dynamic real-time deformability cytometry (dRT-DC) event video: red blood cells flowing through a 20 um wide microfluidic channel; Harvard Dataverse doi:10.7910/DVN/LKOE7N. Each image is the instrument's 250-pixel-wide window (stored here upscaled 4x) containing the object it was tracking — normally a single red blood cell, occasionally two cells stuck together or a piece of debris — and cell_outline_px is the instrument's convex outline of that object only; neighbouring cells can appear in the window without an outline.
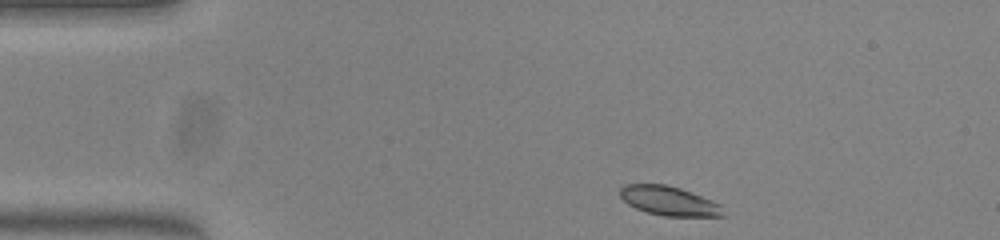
{"species": "common noctule bat (a hibernating species)", "species_latin": "Nyctalus noctula", "temperature_condition": "warm", "stored_images_in_passage": 44, "camera_frame_rate_fps": 3000, "um_per_image_px": 0.085, "animal": {"sex": "female", "body_mass_g": 23.0, "forearm_length_mm": 53.4}, "frame": {"image": 1, "passage_image": 1, "time_ms": 0.0, "image_size_px": [1000, 240], "cell_outline_px": [[724, 216], [664, 216], [648, 212], [636, 208], [628, 204], [620, 196], [620, 188], [624, 184], [664, 184], [680, 188], [712, 200], [720, 204]], "centroid_in_image_um": [56.85, 17.07], "position_along_channel_um": 28.2, "area_um2": 17.4}}
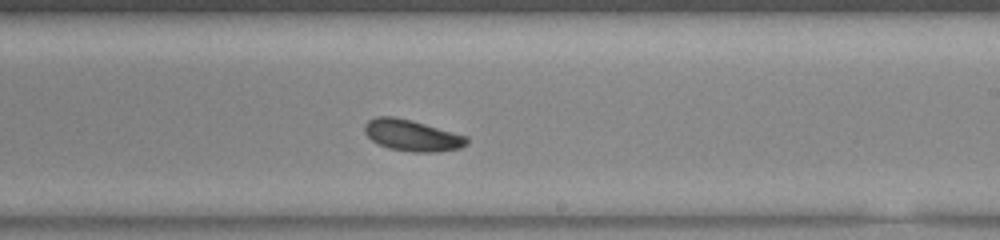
{"frame": {"image": 2, "passage_image": 23, "time_ms": 7.333, "image_size_px": [1000, 240], "cell_outline_px": [[468, 144], [460, 148], [436, 152], [412, 152], [388, 148], [372, 140], [364, 132], [364, 124], [368, 120], [376, 116], [392, 116], [412, 120], [468, 136]], "centroid_in_image_um": [35.03, 11.5], "position_along_channel_um": 254.0, "area_um2": 18.73}}
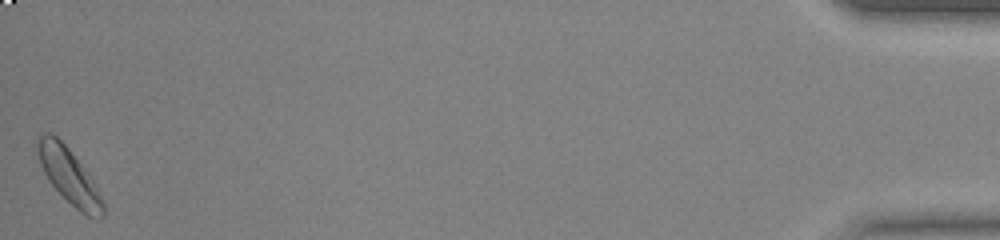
{"frame": {"image": 3, "passage_image": 44, "time_ms": 14.333, "image_size_px": [1000, 240], "cell_outline_px": [[104, 216], [88, 216], [80, 212], [48, 180], [40, 164], [36, 148], [36, 140], [44, 132], [52, 132], [68, 148], [92, 180], [104, 204]], "centroid_in_image_um": [5.82, 14.9], "position_along_channel_um": 429.4, "area_um2": 20.35}, "authors_computed_cell_mechanics": {"area_um2": 18.6405, "velocity_mm_per_s": 3.9196, "shape_relaxation_time_tau1_ms": 9.7626, "shape_relaxation_time_tau2_ms": null, "deformation_change_tau1": 0.1907, "deformation_change_tau2": null}}